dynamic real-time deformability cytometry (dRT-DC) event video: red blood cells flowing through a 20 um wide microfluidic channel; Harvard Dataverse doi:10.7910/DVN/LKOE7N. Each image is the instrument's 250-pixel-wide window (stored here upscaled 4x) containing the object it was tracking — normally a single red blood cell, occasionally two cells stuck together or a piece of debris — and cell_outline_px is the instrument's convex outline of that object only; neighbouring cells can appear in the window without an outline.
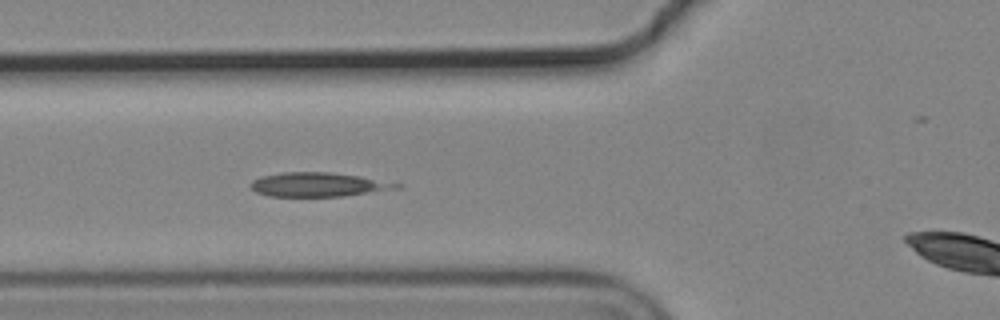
{"species": "common noctule bat (a hibernating species)", "species_latin": "Nyctalus noctula", "temperature_condition": "cold", "stored_images_in_passage": 6, "camera_frame_rate_fps": 3000, "um_per_image_px": 0.085, "animal": {"sex": "male", "body_mass_g": 19.2, "forearm_length_mm": 51.8}, "frame": {"image": 1, "passage_image": 5, "time_ms": 1.333, "image_size_px": [1000, 320], "cell_outline_px": [[380, 188], [364, 192], [344, 196], [268, 196], [256, 192], [248, 184], [252, 180], [260, 176], [284, 172], [328, 172], [360, 176], [372, 180], [380, 184]], "centroid_in_image_um": [26.51, 15.67], "position_along_channel_um": 99.3, "area_um2": 18.73}}